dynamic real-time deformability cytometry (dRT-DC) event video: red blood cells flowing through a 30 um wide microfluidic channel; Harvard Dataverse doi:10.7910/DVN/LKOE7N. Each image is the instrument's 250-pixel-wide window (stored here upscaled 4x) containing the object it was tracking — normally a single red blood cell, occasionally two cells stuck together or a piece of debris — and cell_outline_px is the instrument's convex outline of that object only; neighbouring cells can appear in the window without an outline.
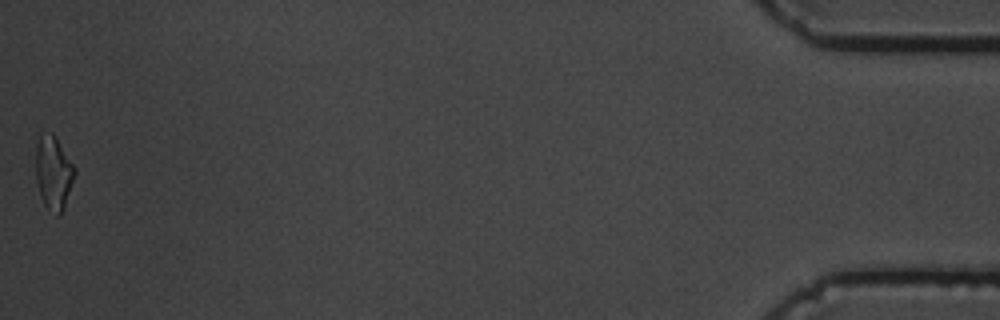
{"species": "common noctule bat (a hibernating species)", "species_latin": "Nyctalus noctula", "temperature_condition": "cold", "stored_images_in_passage": 12, "camera_frame_rate_fps": 3000, "um_per_image_px": 0.085, "animal": {"sex": "male", "body_mass_g": 19.5, "forearm_length_mm": 54.6}, "frame": {"image": 1, "passage_image": 12, "time_ms": 13.333, "image_size_px": [1000, 320], "cell_outline_px": [[76, 172], [64, 208], [60, 216], [56, 216], [44, 204], [40, 196], [36, 180], [36, 144], [40, 132], [52, 132], [56, 136], [76, 168]], "centroid_in_image_um": [4.54, 14.65], "position_along_channel_um": 430.7, "area_um2": 16.99}, "authors_computed_cell_mechanics": {"area_um2": 17.7446, "velocity_mm_per_s": 3.6265, "shape_relaxation_time_tau1_ms": 7.35, "shape_relaxation_time_tau2_ms": null, "deformation_change_tau1": 0.1442, "deformation_change_tau2": null}}